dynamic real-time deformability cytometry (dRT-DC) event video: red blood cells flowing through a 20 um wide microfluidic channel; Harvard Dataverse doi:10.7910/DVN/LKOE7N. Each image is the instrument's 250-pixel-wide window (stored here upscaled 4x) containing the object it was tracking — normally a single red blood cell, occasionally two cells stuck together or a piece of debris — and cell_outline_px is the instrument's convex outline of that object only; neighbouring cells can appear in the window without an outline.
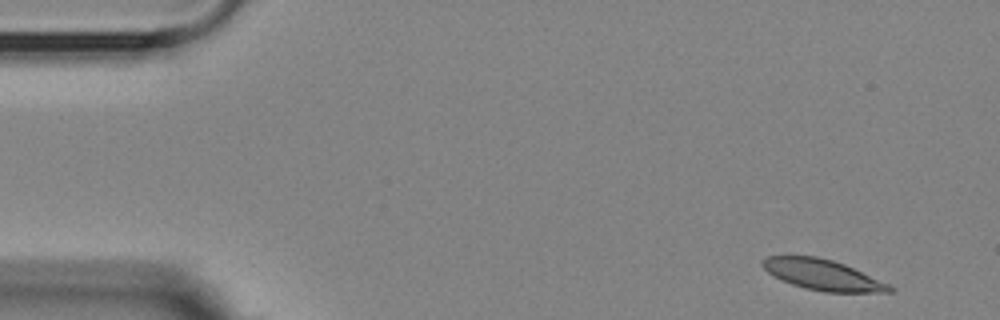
{"species": "Egyptian fruit bat (a non-hibernating species)", "species_latin": "Rousettus aegyptiacus", "temperature_condition": "room temperature", "stored_images_in_passage": 14, "camera_frame_rate_fps": 3000, "um_per_image_px": 0.085, "animal": {"sex": "female"}, "frame": {"image": 1, "passage_image": 1, "time_ms": 0.0, "image_size_px": [1000, 320], "cell_outline_px": [[896, 288], [892, 292], [824, 292], [804, 288], [792, 284], [768, 272], [760, 264], [760, 260], [768, 256], [816, 256], [832, 260], [844, 264], [888, 284]], "centroid_in_image_um": [69.91, 23.36], "position_along_channel_um": 15.1, "area_um2": 22.37}}
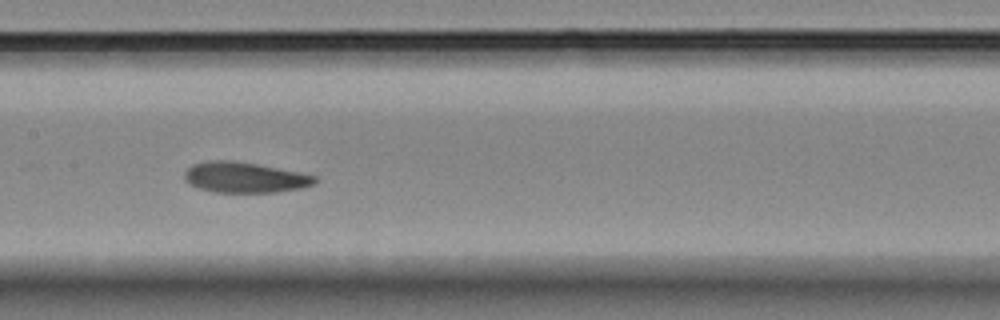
{"frame": {"image": 2, "passage_image": 7, "time_ms": 7.667, "image_size_px": [1000, 320], "cell_outline_px": [[316, 180], [312, 184], [300, 188], [276, 192], [216, 192], [200, 188], [192, 184], [184, 176], [184, 172], [192, 164], [208, 160], [232, 160], [256, 164], [316, 176]], "centroid_in_image_um": [20.76, 15.07], "position_along_channel_um": 186.6, "area_um2": 22.72}}
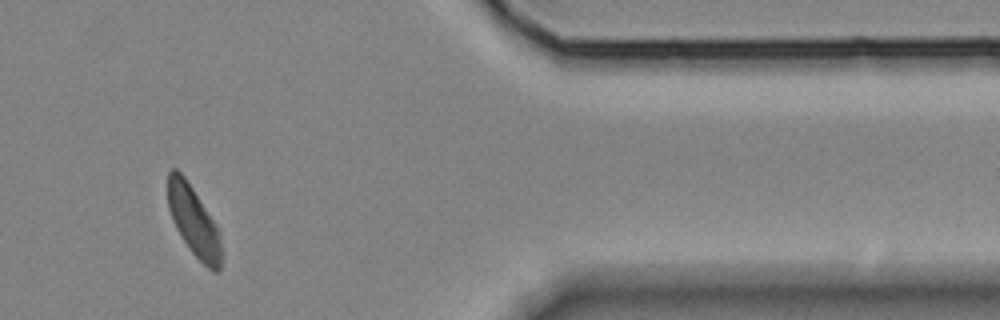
{"frame": {"image": 3, "passage_image": 12, "time_ms": 14.333, "image_size_px": [1000, 320], "cell_outline_px": [[220, 272], [212, 272], [192, 252], [180, 236], [172, 220], [168, 208], [168, 172], [172, 168], [176, 168], [184, 176], [216, 224], [220, 244]], "centroid_in_image_um": [16.43, 18.79], "position_along_channel_um": 395.0, "area_um2": 21.39}, "authors_computed_cell_mechanics": {"area_um2": 23.2645, "velocity_mm_per_s": 3.5788, "shape_relaxation_time_tau1_ms": 3.6601, "shape_relaxation_time_tau2_ms": 2.8775, "deformation_change_tau1": 0.1008, "deformation_change_tau2": 0.0711}}